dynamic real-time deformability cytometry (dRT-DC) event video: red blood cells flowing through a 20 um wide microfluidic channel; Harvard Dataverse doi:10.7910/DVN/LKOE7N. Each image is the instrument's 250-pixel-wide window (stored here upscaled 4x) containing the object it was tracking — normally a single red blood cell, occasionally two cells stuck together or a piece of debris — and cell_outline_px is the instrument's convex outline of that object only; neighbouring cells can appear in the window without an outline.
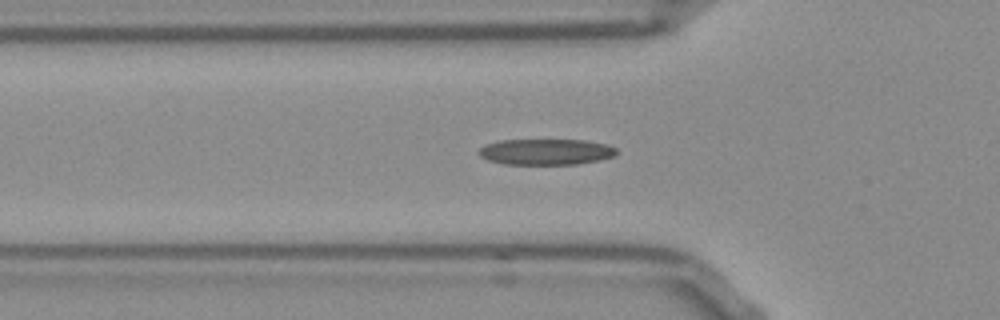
{"species": "Egyptian fruit bat (a non-hibernating species)", "species_latin": "Rousettus aegyptiacus", "temperature_condition": "room temperature", "stored_images_in_passage": 43, "camera_frame_rate_fps": 3000, "um_per_image_px": 0.085, "frame": {"image": 1, "passage_image": 6, "time_ms": 1.667, "image_size_px": [1000, 320], "cell_outline_px": [[616, 152], [612, 156], [596, 160], [576, 164], [504, 164], [488, 160], [480, 156], [476, 152], [484, 144], [500, 140], [584, 140], [608, 144], [616, 148]], "centroid_in_image_um": [46.34, 12.9], "position_along_channel_um": 79.5, "area_um2": 20.75}}
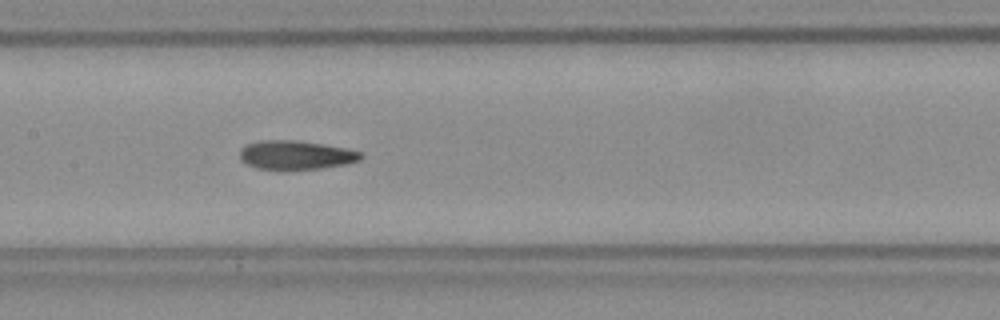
{"frame": {"image": 2, "passage_image": 14, "time_ms": 4.333, "image_size_px": [1000, 320], "cell_outline_px": [[364, 156], [360, 160], [344, 164], [320, 168], [256, 168], [240, 160], [240, 148], [248, 144], [260, 140], [296, 140], [344, 148], [360, 152]], "centroid_in_image_um": [25.12, 13.15], "position_along_channel_um": 182.3, "area_um2": 19.83}}
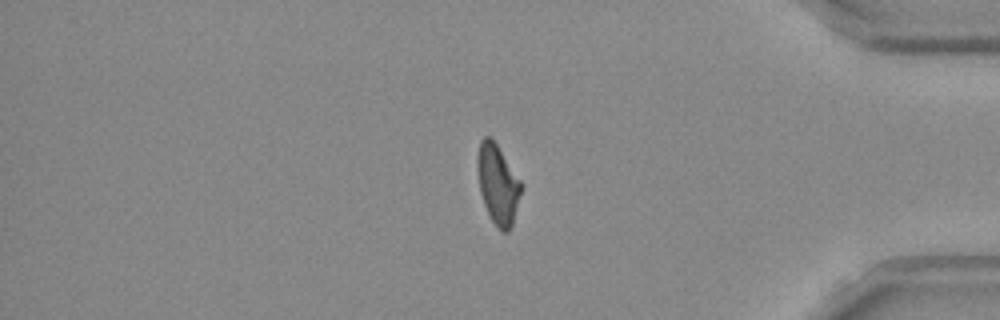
{"frame": {"image": 3, "passage_image": 33, "time_ms": 10.667, "image_size_px": [1000, 320], "cell_outline_px": [[520, 192], [512, 224], [508, 232], [504, 232], [492, 220], [484, 204], [480, 192], [476, 164], [476, 160], [480, 140], [484, 136], [488, 136], [496, 144], [520, 180]], "centroid_in_image_um": [42.27, 15.63], "position_along_channel_um": 392.9, "area_um2": 19.59}, "authors_computed_cell_mechanics": {"area_um2": 20.2878, "velocity_mm_per_s": 3.807, "shape_relaxation_time_tau1_ms": 5.5125, "shape_relaxation_time_tau2_ms": 2.1121, "deformation_change_tau1": 0.1692, "deformation_change_tau2": 0.1002}}